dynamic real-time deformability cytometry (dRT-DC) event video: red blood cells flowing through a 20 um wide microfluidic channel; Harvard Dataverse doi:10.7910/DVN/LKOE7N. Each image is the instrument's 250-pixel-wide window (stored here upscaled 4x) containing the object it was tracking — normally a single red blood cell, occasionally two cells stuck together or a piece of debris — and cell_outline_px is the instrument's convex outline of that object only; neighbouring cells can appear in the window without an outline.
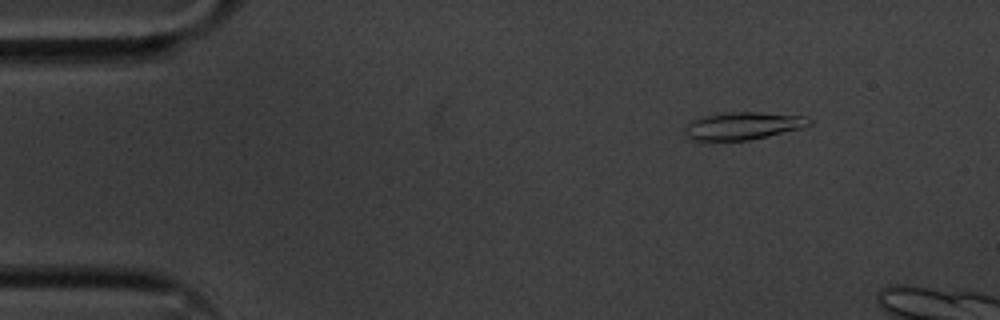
{"species": "common noctule bat (a hibernating species)", "species_latin": "Nyctalus noctula", "temperature_condition": "cold", "stored_images_in_passage": 13, "camera_frame_rate_fps": 3000, "um_per_image_px": 0.085, "animal": {"sex": "male", "body_mass_g": 20.1, "forearm_length_mm": 53.5}, "frame": {"image": 1, "passage_image": 6, "time_ms": 1.667, "image_size_px": [1000, 320], "cell_outline_px": [[812, 124], [800, 128], [768, 136], [748, 140], [688, 140], [684, 136], [684, 128], [692, 120], [700, 116], [728, 112], [756, 112], [804, 116], [812, 120]], "centroid_in_image_um": [63.09, 10.69], "position_along_channel_um": 21.9, "area_um2": 20.0}}